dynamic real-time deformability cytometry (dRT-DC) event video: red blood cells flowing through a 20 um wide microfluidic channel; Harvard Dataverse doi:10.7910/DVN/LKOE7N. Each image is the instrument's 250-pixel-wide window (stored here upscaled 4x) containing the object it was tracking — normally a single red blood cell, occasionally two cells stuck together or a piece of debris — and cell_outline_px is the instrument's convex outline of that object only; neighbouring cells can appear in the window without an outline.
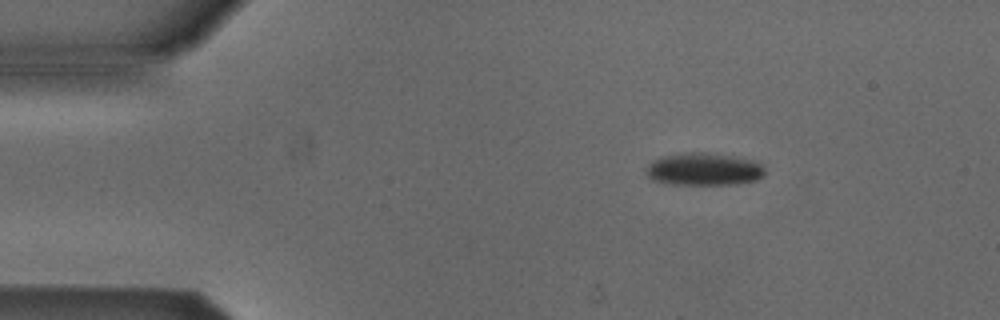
{"species": "Egyptian fruit bat (a non-hibernating species)", "species_latin": "Rousettus aegyptiacus", "temperature_condition": "cold", "stored_images_in_passage": 4, "camera_frame_rate_fps": 3000, "um_per_image_px": 0.085, "animal": {"sex": "male"}, "frame": {"image": 1, "passage_image": 2, "time_ms": 1.0, "image_size_px": [1000, 320], "cell_outline_px": [[764, 176], [756, 180], [736, 184], [672, 184], [652, 180], [648, 176], [644, 168], [648, 164], [660, 156], [684, 152], [700, 152], [756, 160], [764, 168]], "centroid_in_image_um": [59.8, 14.38], "position_along_channel_um": 25.2, "area_um2": 22.54}}
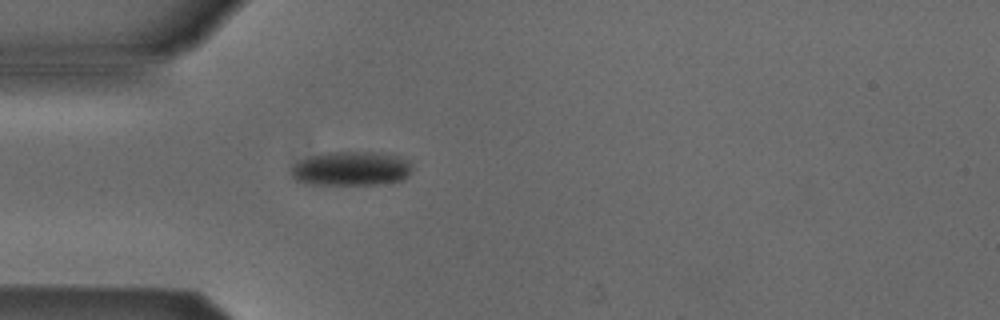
{"frame": {"image": 2, "passage_image": 4, "time_ms": 3.333, "image_size_px": [1000, 320], "cell_outline_px": [[412, 168], [408, 176], [400, 180], [376, 184], [308, 184], [296, 180], [292, 176], [292, 164], [300, 160], [324, 152], [380, 152], [400, 156], [408, 160]], "centroid_in_image_um": [29.85, 14.32], "position_along_channel_um": 55.2, "area_um2": 24.1}}